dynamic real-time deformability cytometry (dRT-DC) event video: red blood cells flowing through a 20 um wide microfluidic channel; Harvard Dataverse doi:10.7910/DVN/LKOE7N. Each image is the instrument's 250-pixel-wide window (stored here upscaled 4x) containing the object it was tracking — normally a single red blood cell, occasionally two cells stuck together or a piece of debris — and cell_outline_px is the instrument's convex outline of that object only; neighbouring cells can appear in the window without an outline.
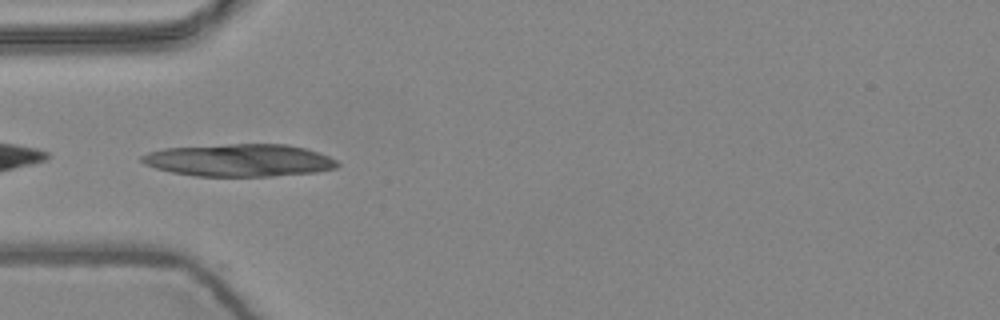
{"species": "common noctule bat (a hibernating species)", "species_latin": "Nyctalus noctula", "temperature_condition": "warm", "stored_images_in_passage": 6, "camera_frame_rate_fps": 3000, "um_per_image_px": 0.085, "animal": {"sex": "female", "body_mass_g": 24.6, "forearm_length_mm": 56.2}, "frame": {"image": 1, "passage_image": 1, "time_ms": 0.0, "image_size_px": [1000, 320], "cell_outline_px": [[340, 164], [336, 168], [316, 172], [272, 176], [196, 176], [172, 172], [156, 168], [144, 164], [140, 160], [140, 156], [148, 152], [164, 148], [228, 144], [288, 144], [304, 148], [328, 156], [336, 160]], "centroid_in_image_um": [20.32, 13.62], "position_along_channel_um": 64.7, "area_um2": 36.99}}
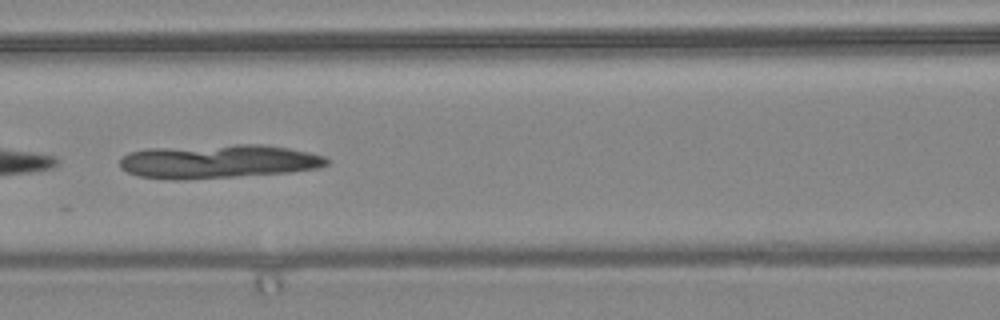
{"frame": {"image": 2, "passage_image": 3, "time_ms": 0.667, "image_size_px": [1000, 320], "cell_outline_px": [[332, 160], [328, 164], [320, 168], [288, 172], [184, 180], [176, 180], [140, 176], [128, 172], [120, 168], [120, 160], [128, 152], [148, 148], [236, 144], [264, 144], [288, 148], [308, 152], [324, 156]], "centroid_in_image_um": [18.56, 13.71], "position_along_channel_um": 148.0, "area_um2": 40.86}}
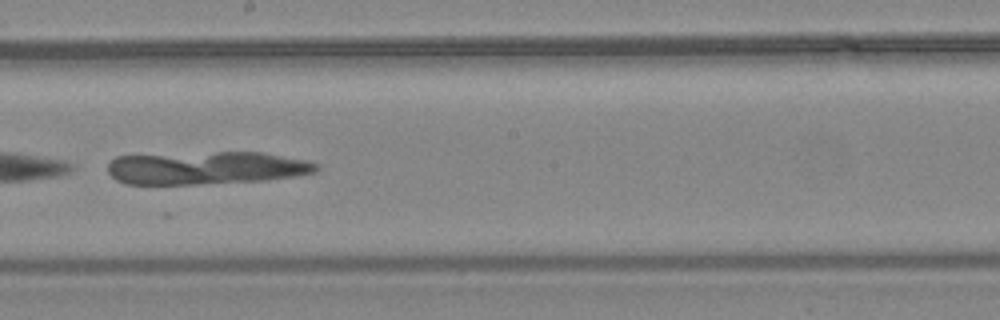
{"frame": {"image": 3, "passage_image": 5, "time_ms": 1.333, "image_size_px": [1000, 320], "cell_outline_px": [[320, 168], [316, 172], [292, 176], [264, 180], [196, 184], [124, 184], [116, 180], [108, 172], [108, 164], [116, 156], [216, 152], [264, 152], [304, 160], [320, 164]], "centroid_in_image_um": [17.53, 14.27], "position_along_channel_um": 230.7, "area_um2": 39.88}}